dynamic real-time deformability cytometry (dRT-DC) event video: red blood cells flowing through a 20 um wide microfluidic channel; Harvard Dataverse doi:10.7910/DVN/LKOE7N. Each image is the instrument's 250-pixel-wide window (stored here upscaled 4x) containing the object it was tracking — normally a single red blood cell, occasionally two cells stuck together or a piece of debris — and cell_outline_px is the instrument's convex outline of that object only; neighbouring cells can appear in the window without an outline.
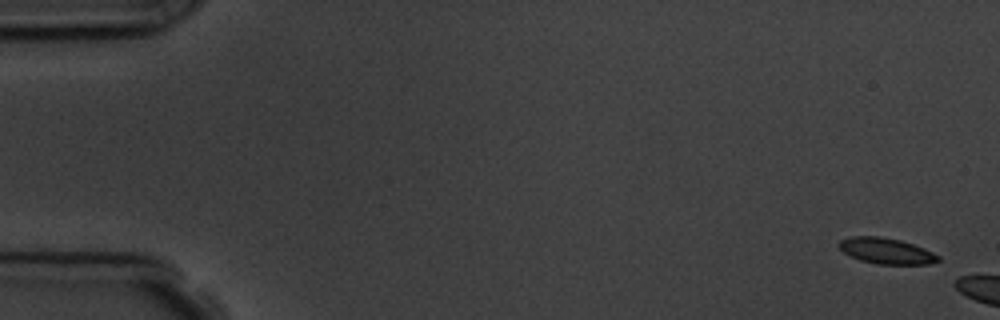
{"species": "common noctule bat (a hibernating species)", "species_latin": "Nyctalus noctula", "temperature_condition": "room temperature", "stored_images_in_passage": 3, "camera_frame_rate_fps": 3000, "um_per_image_px": 0.085, "animal": {"sex": "male", "body_mass_g": 19.5, "forearm_length_mm": 54.6}, "frame": {"image": 1, "passage_image": 1, "time_ms": 0.0, "image_size_px": [1000, 320], "cell_outline_px": [[940, 260], [928, 264], [876, 264], [860, 260], [844, 252], [836, 244], [840, 240], [852, 236], [880, 236], [900, 240], [924, 248], [940, 256]], "centroid_in_image_um": [75.32, 21.32], "position_along_channel_um": 9.7, "area_um2": 14.91}}